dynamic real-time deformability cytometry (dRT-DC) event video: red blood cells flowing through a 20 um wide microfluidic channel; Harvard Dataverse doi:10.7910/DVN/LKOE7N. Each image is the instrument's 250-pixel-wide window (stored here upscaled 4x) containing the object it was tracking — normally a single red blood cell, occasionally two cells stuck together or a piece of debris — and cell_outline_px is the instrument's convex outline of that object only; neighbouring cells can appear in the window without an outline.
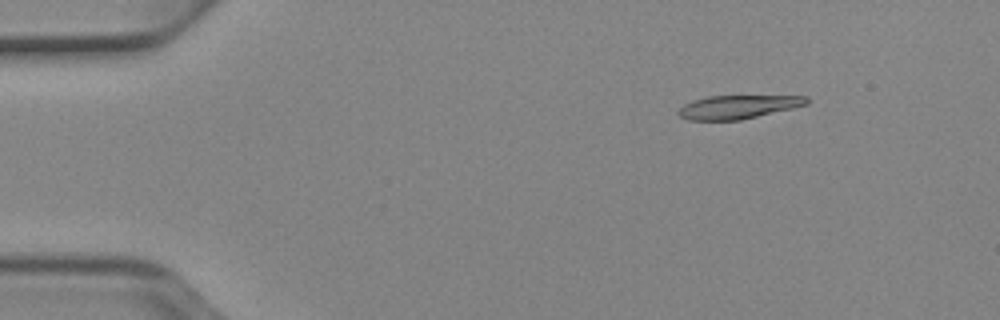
{"species": "Egyptian fruit bat (a non-hibernating species)", "species_latin": "Rousettus aegyptiacus", "temperature_condition": "cold", "stored_images_in_passage": 52, "camera_frame_rate_fps": 3000, "um_per_image_px": 0.085, "animal": {"sex": "female"}, "frame": {"image": 1, "passage_image": 7, "time_ms": 2.0, "image_size_px": [1000, 320], "cell_outline_px": [[808, 104], [792, 108], [740, 120], [688, 120], [680, 116], [676, 112], [684, 104], [692, 100], [708, 96], [808, 96]], "centroid_in_image_um": [62.69, 9.09], "position_along_channel_um": 22.3, "area_um2": 17.46}}
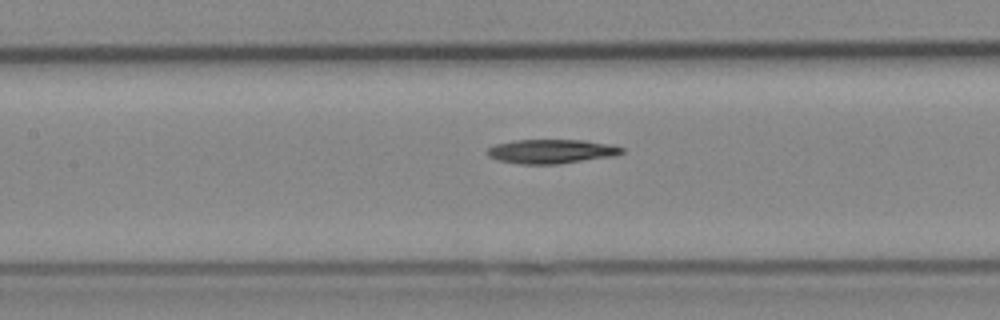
{"frame": {"image": 2, "passage_image": 24, "time_ms": 7.667, "image_size_px": [1000, 320], "cell_outline_px": [[624, 152], [616, 156], [556, 164], [520, 164], [496, 160], [488, 156], [488, 148], [496, 144], [512, 140], [584, 140], [612, 144], [624, 148]], "centroid_in_image_um": [46.89, 12.86], "position_along_channel_um": 160.5, "area_um2": 19.07}}
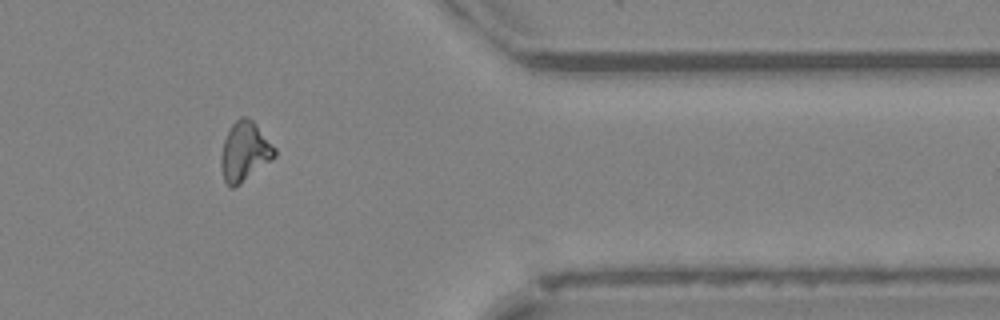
{"frame": {"image": 3, "passage_image": 43, "time_ms": 14.0, "image_size_px": [1000, 320], "cell_outline_px": [[276, 156], [272, 160], [240, 184], [232, 188], [224, 180], [220, 164], [220, 156], [224, 140], [232, 124], [240, 116], [244, 116], [252, 120], [256, 124], [276, 148]], "centroid_in_image_um": [20.8, 12.88], "position_along_channel_um": 390.6, "area_um2": 18.5}, "authors_computed_cell_mechanics": {"area_um2": 18.5249, "velocity_mm_per_s": 3.9255, "shape_relaxation_time_tau1_ms": 6.5028, "shape_relaxation_time_tau2_ms": null, "deformation_change_tau1": 0.1886, "deformation_change_tau2": null}}